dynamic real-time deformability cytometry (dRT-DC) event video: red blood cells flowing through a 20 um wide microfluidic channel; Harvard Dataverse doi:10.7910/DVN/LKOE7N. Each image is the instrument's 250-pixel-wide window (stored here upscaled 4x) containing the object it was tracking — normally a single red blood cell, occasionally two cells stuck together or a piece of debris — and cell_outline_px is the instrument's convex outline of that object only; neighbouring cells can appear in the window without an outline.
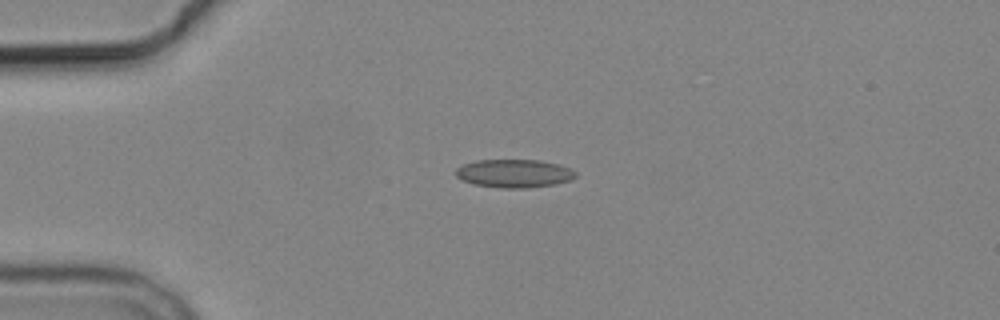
{"species": "common noctule bat (a hibernating species)", "species_latin": "Nyctalus noctula", "temperature_condition": "cold", "stored_images_in_passage": 5, "camera_frame_rate_fps": 3000, "um_per_image_px": 0.085, "animal": {"sex": "male", "body_mass_g": 19.2, "forearm_length_mm": 51.8}, "frame": {"image": 1, "passage_image": 4, "time_ms": 3.333, "image_size_px": [1000, 320], "cell_outline_px": [[576, 176], [572, 180], [556, 184], [528, 188], [500, 188], [472, 184], [460, 180], [456, 176], [456, 168], [464, 164], [476, 160], [540, 160], [556, 164], [568, 168], [576, 172]], "centroid_in_image_um": [43.68, 14.75], "position_along_channel_um": 41.3, "area_um2": 19.83}}
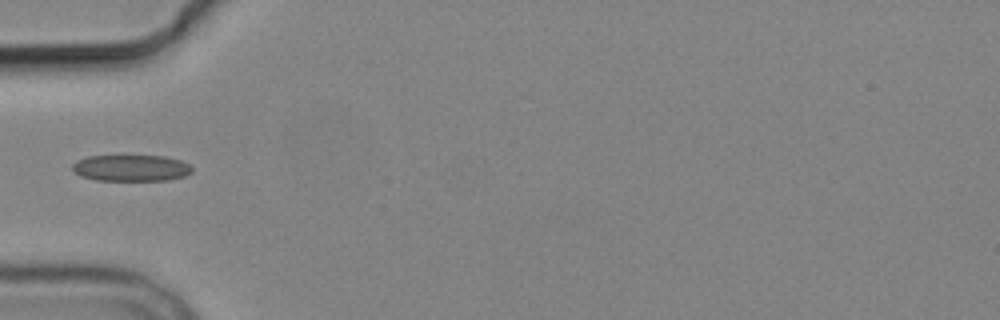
{"frame": {"image": 2, "passage_image": 5, "time_ms": 5.0, "image_size_px": [1000, 320], "cell_outline_px": [[192, 172], [184, 176], [168, 180], [96, 180], [80, 176], [72, 168], [72, 164], [76, 160], [88, 156], [164, 156], [180, 160], [188, 164], [192, 168]], "centroid_in_image_um": [11.13, 14.28], "position_along_channel_um": 73.9, "area_um2": 18.32}}